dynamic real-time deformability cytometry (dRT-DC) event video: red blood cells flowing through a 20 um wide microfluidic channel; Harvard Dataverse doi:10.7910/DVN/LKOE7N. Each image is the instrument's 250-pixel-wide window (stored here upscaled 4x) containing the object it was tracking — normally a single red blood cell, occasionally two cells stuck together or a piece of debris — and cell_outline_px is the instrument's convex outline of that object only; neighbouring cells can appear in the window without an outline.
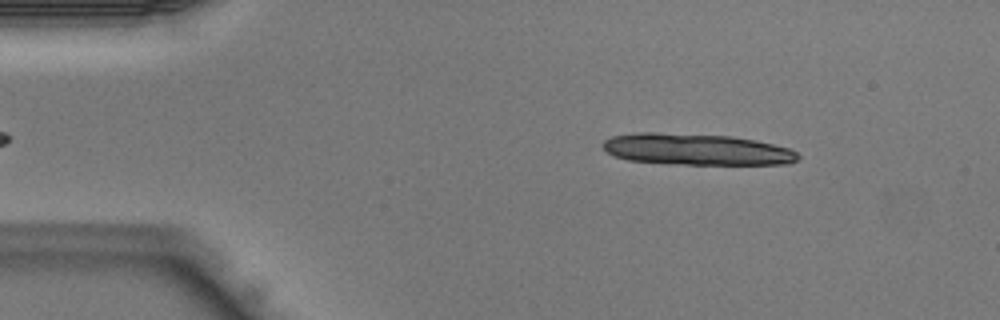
{"species": "Egyptian fruit bat (a non-hibernating species)", "species_latin": "Rousettus aegyptiacus", "temperature_condition": "warm", "stored_images_in_passage": 25, "camera_frame_rate_fps": 3000, "um_per_image_px": 0.085, "animal": {"sex": "male"}, "frame": {"image": 1, "passage_image": 4, "time_ms": 1.0, "image_size_px": [1000, 320], "cell_outline_px": [[800, 156], [796, 160], [788, 164], [680, 164], [628, 160], [616, 156], [608, 152], [600, 144], [604, 140], [612, 136], [632, 132], [656, 132], [732, 136], [756, 140], [788, 148], [796, 152]], "centroid_in_image_um": [59.17, 12.68], "position_along_channel_um": 25.8, "area_um2": 35.66}}
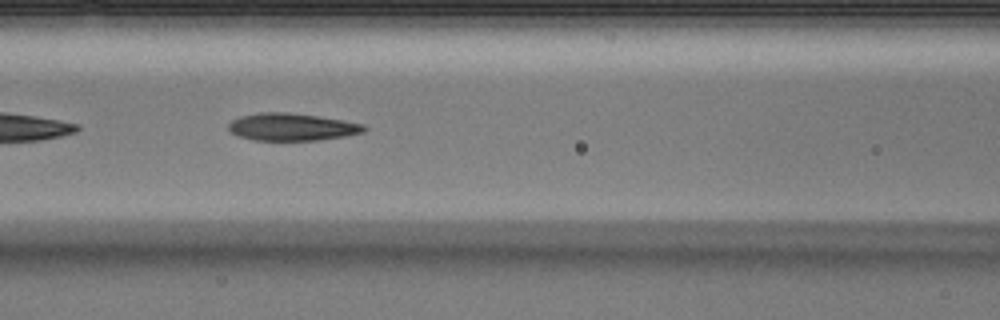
{"frame": {"image": 2, "passage_image": 16, "time_ms": 5.0, "image_size_px": [1000, 320], "cell_outline_px": [[368, 128], [364, 132], [344, 136], [320, 140], [252, 140], [240, 136], [232, 132], [228, 128], [228, 124], [232, 120], [240, 116], [260, 112], [288, 112], [344, 120], [364, 124]], "centroid_in_image_um": [24.82, 10.79], "position_along_channel_um": 141.8, "area_um2": 21.62}}
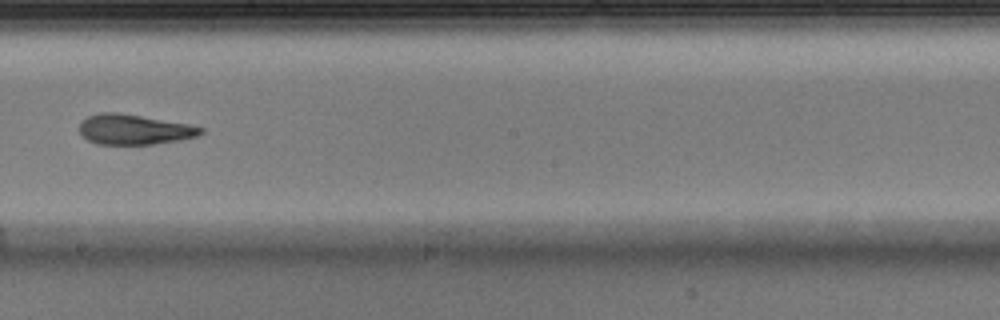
{"frame": {"image": 3, "passage_image": 22, "time_ms": 7.0, "image_size_px": [1000, 320], "cell_outline_px": [[204, 132], [196, 136], [180, 140], [152, 144], [96, 144], [88, 140], [80, 132], [80, 124], [88, 116], [100, 112], [116, 112], [188, 124], [204, 128]], "centroid_in_image_um": [11.4, 11.01], "position_along_channel_um": 236.8, "area_um2": 21.04}}